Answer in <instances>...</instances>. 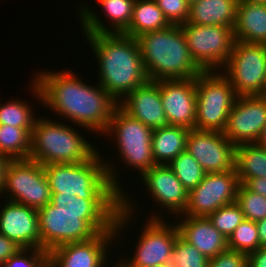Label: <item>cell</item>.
<instances>
[{
  "mask_svg": "<svg viewBox=\"0 0 266 267\" xmlns=\"http://www.w3.org/2000/svg\"><path fill=\"white\" fill-rule=\"evenodd\" d=\"M33 77L31 94L36 95L41 105L95 134L106 131L119 103L102 86L82 82L69 69L60 72L44 70Z\"/></svg>",
  "mask_w": 266,
  "mask_h": 267,
  "instance_id": "obj_1",
  "label": "cell"
},
{
  "mask_svg": "<svg viewBox=\"0 0 266 267\" xmlns=\"http://www.w3.org/2000/svg\"><path fill=\"white\" fill-rule=\"evenodd\" d=\"M122 199H83L75 195H51L38 210L41 249L83 242L101 232H115L114 223Z\"/></svg>",
  "mask_w": 266,
  "mask_h": 267,
  "instance_id": "obj_2",
  "label": "cell"
},
{
  "mask_svg": "<svg viewBox=\"0 0 266 267\" xmlns=\"http://www.w3.org/2000/svg\"><path fill=\"white\" fill-rule=\"evenodd\" d=\"M99 65V85L120 103L149 79L136 38L124 33H84Z\"/></svg>",
  "mask_w": 266,
  "mask_h": 267,
  "instance_id": "obj_3",
  "label": "cell"
},
{
  "mask_svg": "<svg viewBox=\"0 0 266 267\" xmlns=\"http://www.w3.org/2000/svg\"><path fill=\"white\" fill-rule=\"evenodd\" d=\"M98 150L83 163L44 165L51 195H75L83 199H122L117 169ZM100 155V156H99ZM103 160V161H102ZM106 162V163H105Z\"/></svg>",
  "mask_w": 266,
  "mask_h": 267,
  "instance_id": "obj_4",
  "label": "cell"
},
{
  "mask_svg": "<svg viewBox=\"0 0 266 267\" xmlns=\"http://www.w3.org/2000/svg\"><path fill=\"white\" fill-rule=\"evenodd\" d=\"M136 40L149 80L191 79L203 71L192 59L180 25L143 33Z\"/></svg>",
  "mask_w": 266,
  "mask_h": 267,
  "instance_id": "obj_5",
  "label": "cell"
},
{
  "mask_svg": "<svg viewBox=\"0 0 266 267\" xmlns=\"http://www.w3.org/2000/svg\"><path fill=\"white\" fill-rule=\"evenodd\" d=\"M76 128L48 117H38L31 133L29 159L41 165L83 163L98 150ZM89 141V142H88Z\"/></svg>",
  "mask_w": 266,
  "mask_h": 267,
  "instance_id": "obj_6",
  "label": "cell"
},
{
  "mask_svg": "<svg viewBox=\"0 0 266 267\" xmlns=\"http://www.w3.org/2000/svg\"><path fill=\"white\" fill-rule=\"evenodd\" d=\"M129 198L130 195H122V206L114 223L115 232H101L87 241L61 245L47 252V258L55 267H106L105 264L108 262L106 259L109 258L106 256L109 255L107 253L109 250L106 249H110L112 243L114 245L115 238L117 240L121 229L126 228L125 226L133 220L132 215L136 207Z\"/></svg>",
  "mask_w": 266,
  "mask_h": 267,
  "instance_id": "obj_7",
  "label": "cell"
},
{
  "mask_svg": "<svg viewBox=\"0 0 266 267\" xmlns=\"http://www.w3.org/2000/svg\"><path fill=\"white\" fill-rule=\"evenodd\" d=\"M236 98L234 88L221 70L202 71L196 77L195 129L223 132Z\"/></svg>",
  "mask_w": 266,
  "mask_h": 267,
  "instance_id": "obj_8",
  "label": "cell"
},
{
  "mask_svg": "<svg viewBox=\"0 0 266 267\" xmlns=\"http://www.w3.org/2000/svg\"><path fill=\"white\" fill-rule=\"evenodd\" d=\"M104 134L114 136L112 138L117 142L121 162L126 163L128 168L135 167L134 171L137 169L140 172L138 177L156 165L152 156L153 129L130 116L119 105Z\"/></svg>",
  "mask_w": 266,
  "mask_h": 267,
  "instance_id": "obj_9",
  "label": "cell"
},
{
  "mask_svg": "<svg viewBox=\"0 0 266 267\" xmlns=\"http://www.w3.org/2000/svg\"><path fill=\"white\" fill-rule=\"evenodd\" d=\"M180 27L192 59L203 71H219L224 67L236 42L234 28L192 23Z\"/></svg>",
  "mask_w": 266,
  "mask_h": 267,
  "instance_id": "obj_10",
  "label": "cell"
},
{
  "mask_svg": "<svg viewBox=\"0 0 266 267\" xmlns=\"http://www.w3.org/2000/svg\"><path fill=\"white\" fill-rule=\"evenodd\" d=\"M222 71L237 96L261 95L266 80V44L236 41Z\"/></svg>",
  "mask_w": 266,
  "mask_h": 267,
  "instance_id": "obj_11",
  "label": "cell"
},
{
  "mask_svg": "<svg viewBox=\"0 0 266 267\" xmlns=\"http://www.w3.org/2000/svg\"><path fill=\"white\" fill-rule=\"evenodd\" d=\"M5 192V193H4ZM6 200L39 210L51 202V191L44 167L31 159L11 160L5 172L1 195Z\"/></svg>",
  "mask_w": 266,
  "mask_h": 267,
  "instance_id": "obj_12",
  "label": "cell"
},
{
  "mask_svg": "<svg viewBox=\"0 0 266 267\" xmlns=\"http://www.w3.org/2000/svg\"><path fill=\"white\" fill-rule=\"evenodd\" d=\"M161 216L151 215L139 235L136 250L128 259L115 262L117 267H151L169 263L171 252L180 235L177 224L165 223ZM146 225V226H145ZM125 260V261H124Z\"/></svg>",
  "mask_w": 266,
  "mask_h": 267,
  "instance_id": "obj_13",
  "label": "cell"
},
{
  "mask_svg": "<svg viewBox=\"0 0 266 267\" xmlns=\"http://www.w3.org/2000/svg\"><path fill=\"white\" fill-rule=\"evenodd\" d=\"M239 185L235 169L206 173L203 180L188 192L187 207L182 215L209 217L221 206L236 202Z\"/></svg>",
  "mask_w": 266,
  "mask_h": 267,
  "instance_id": "obj_14",
  "label": "cell"
},
{
  "mask_svg": "<svg viewBox=\"0 0 266 267\" xmlns=\"http://www.w3.org/2000/svg\"><path fill=\"white\" fill-rule=\"evenodd\" d=\"M186 150L206 173H221L235 169V150L221 131L191 129Z\"/></svg>",
  "mask_w": 266,
  "mask_h": 267,
  "instance_id": "obj_15",
  "label": "cell"
},
{
  "mask_svg": "<svg viewBox=\"0 0 266 267\" xmlns=\"http://www.w3.org/2000/svg\"><path fill=\"white\" fill-rule=\"evenodd\" d=\"M265 125L266 97L237 96L223 133L235 146L256 143Z\"/></svg>",
  "mask_w": 266,
  "mask_h": 267,
  "instance_id": "obj_16",
  "label": "cell"
},
{
  "mask_svg": "<svg viewBox=\"0 0 266 267\" xmlns=\"http://www.w3.org/2000/svg\"><path fill=\"white\" fill-rule=\"evenodd\" d=\"M160 92L169 125L195 129L196 78L160 80Z\"/></svg>",
  "mask_w": 266,
  "mask_h": 267,
  "instance_id": "obj_17",
  "label": "cell"
},
{
  "mask_svg": "<svg viewBox=\"0 0 266 267\" xmlns=\"http://www.w3.org/2000/svg\"><path fill=\"white\" fill-rule=\"evenodd\" d=\"M150 197L175 216L182 215L188 203V190L166 164H156L141 177ZM163 206V207H162Z\"/></svg>",
  "mask_w": 266,
  "mask_h": 267,
  "instance_id": "obj_18",
  "label": "cell"
},
{
  "mask_svg": "<svg viewBox=\"0 0 266 267\" xmlns=\"http://www.w3.org/2000/svg\"><path fill=\"white\" fill-rule=\"evenodd\" d=\"M0 209V233L20 248H40L38 210L6 200Z\"/></svg>",
  "mask_w": 266,
  "mask_h": 267,
  "instance_id": "obj_19",
  "label": "cell"
},
{
  "mask_svg": "<svg viewBox=\"0 0 266 267\" xmlns=\"http://www.w3.org/2000/svg\"><path fill=\"white\" fill-rule=\"evenodd\" d=\"M119 106L153 130L169 126L161 100L160 80H148L131 91Z\"/></svg>",
  "mask_w": 266,
  "mask_h": 267,
  "instance_id": "obj_20",
  "label": "cell"
},
{
  "mask_svg": "<svg viewBox=\"0 0 266 267\" xmlns=\"http://www.w3.org/2000/svg\"><path fill=\"white\" fill-rule=\"evenodd\" d=\"M99 2L102 11H104L107 19L110 22L108 28L105 21L92 11V7H87L86 4H80L79 11L80 24L83 28V33H123L128 27L132 19L133 7L135 0H96ZM85 6H84V5ZM100 18V19H99Z\"/></svg>",
  "mask_w": 266,
  "mask_h": 267,
  "instance_id": "obj_21",
  "label": "cell"
},
{
  "mask_svg": "<svg viewBox=\"0 0 266 267\" xmlns=\"http://www.w3.org/2000/svg\"><path fill=\"white\" fill-rule=\"evenodd\" d=\"M182 218L176 222L180 236L211 259L228 249L227 238L212 224L208 217Z\"/></svg>",
  "mask_w": 266,
  "mask_h": 267,
  "instance_id": "obj_22",
  "label": "cell"
},
{
  "mask_svg": "<svg viewBox=\"0 0 266 267\" xmlns=\"http://www.w3.org/2000/svg\"><path fill=\"white\" fill-rule=\"evenodd\" d=\"M234 36L236 41L266 44V5L239 0Z\"/></svg>",
  "mask_w": 266,
  "mask_h": 267,
  "instance_id": "obj_23",
  "label": "cell"
},
{
  "mask_svg": "<svg viewBox=\"0 0 266 267\" xmlns=\"http://www.w3.org/2000/svg\"><path fill=\"white\" fill-rule=\"evenodd\" d=\"M239 0H199L190 6L186 23L234 28Z\"/></svg>",
  "mask_w": 266,
  "mask_h": 267,
  "instance_id": "obj_24",
  "label": "cell"
},
{
  "mask_svg": "<svg viewBox=\"0 0 266 267\" xmlns=\"http://www.w3.org/2000/svg\"><path fill=\"white\" fill-rule=\"evenodd\" d=\"M190 129L182 126L153 130L152 156L156 164H169L180 153L186 150V140Z\"/></svg>",
  "mask_w": 266,
  "mask_h": 267,
  "instance_id": "obj_25",
  "label": "cell"
},
{
  "mask_svg": "<svg viewBox=\"0 0 266 267\" xmlns=\"http://www.w3.org/2000/svg\"><path fill=\"white\" fill-rule=\"evenodd\" d=\"M171 25L155 0H135L129 27L123 32L133 38Z\"/></svg>",
  "mask_w": 266,
  "mask_h": 267,
  "instance_id": "obj_26",
  "label": "cell"
},
{
  "mask_svg": "<svg viewBox=\"0 0 266 267\" xmlns=\"http://www.w3.org/2000/svg\"><path fill=\"white\" fill-rule=\"evenodd\" d=\"M235 170L240 184L250 178H266V149L257 143L236 146Z\"/></svg>",
  "mask_w": 266,
  "mask_h": 267,
  "instance_id": "obj_27",
  "label": "cell"
},
{
  "mask_svg": "<svg viewBox=\"0 0 266 267\" xmlns=\"http://www.w3.org/2000/svg\"><path fill=\"white\" fill-rule=\"evenodd\" d=\"M31 133L29 128L0 124V153L11 160L29 159Z\"/></svg>",
  "mask_w": 266,
  "mask_h": 267,
  "instance_id": "obj_28",
  "label": "cell"
},
{
  "mask_svg": "<svg viewBox=\"0 0 266 267\" xmlns=\"http://www.w3.org/2000/svg\"><path fill=\"white\" fill-rule=\"evenodd\" d=\"M167 165L188 192L195 188L206 174L201 165L187 150H184Z\"/></svg>",
  "mask_w": 266,
  "mask_h": 267,
  "instance_id": "obj_29",
  "label": "cell"
},
{
  "mask_svg": "<svg viewBox=\"0 0 266 267\" xmlns=\"http://www.w3.org/2000/svg\"><path fill=\"white\" fill-rule=\"evenodd\" d=\"M22 100H11L0 104V124L18 128H34L36 114L33 107ZM33 109V110H32ZM35 115V116H34Z\"/></svg>",
  "mask_w": 266,
  "mask_h": 267,
  "instance_id": "obj_30",
  "label": "cell"
},
{
  "mask_svg": "<svg viewBox=\"0 0 266 267\" xmlns=\"http://www.w3.org/2000/svg\"><path fill=\"white\" fill-rule=\"evenodd\" d=\"M256 222L244 219L228 238V249L249 254L260 248Z\"/></svg>",
  "mask_w": 266,
  "mask_h": 267,
  "instance_id": "obj_31",
  "label": "cell"
},
{
  "mask_svg": "<svg viewBox=\"0 0 266 267\" xmlns=\"http://www.w3.org/2000/svg\"><path fill=\"white\" fill-rule=\"evenodd\" d=\"M169 263L175 267H208L209 259L179 235L174 243Z\"/></svg>",
  "mask_w": 266,
  "mask_h": 267,
  "instance_id": "obj_32",
  "label": "cell"
},
{
  "mask_svg": "<svg viewBox=\"0 0 266 267\" xmlns=\"http://www.w3.org/2000/svg\"><path fill=\"white\" fill-rule=\"evenodd\" d=\"M236 203L247 220L258 222L266 217V197L252 192L244 184L238 187Z\"/></svg>",
  "mask_w": 266,
  "mask_h": 267,
  "instance_id": "obj_33",
  "label": "cell"
},
{
  "mask_svg": "<svg viewBox=\"0 0 266 267\" xmlns=\"http://www.w3.org/2000/svg\"><path fill=\"white\" fill-rule=\"evenodd\" d=\"M208 218L227 240L236 227L245 219L244 214L236 202L221 206Z\"/></svg>",
  "mask_w": 266,
  "mask_h": 267,
  "instance_id": "obj_34",
  "label": "cell"
},
{
  "mask_svg": "<svg viewBox=\"0 0 266 267\" xmlns=\"http://www.w3.org/2000/svg\"><path fill=\"white\" fill-rule=\"evenodd\" d=\"M46 258L47 252L43 249L20 248L0 267H39Z\"/></svg>",
  "mask_w": 266,
  "mask_h": 267,
  "instance_id": "obj_35",
  "label": "cell"
},
{
  "mask_svg": "<svg viewBox=\"0 0 266 267\" xmlns=\"http://www.w3.org/2000/svg\"><path fill=\"white\" fill-rule=\"evenodd\" d=\"M170 24L181 25L189 17L190 5L187 0H155Z\"/></svg>",
  "mask_w": 266,
  "mask_h": 267,
  "instance_id": "obj_36",
  "label": "cell"
},
{
  "mask_svg": "<svg viewBox=\"0 0 266 267\" xmlns=\"http://www.w3.org/2000/svg\"><path fill=\"white\" fill-rule=\"evenodd\" d=\"M208 267H248V254L227 249L209 259Z\"/></svg>",
  "mask_w": 266,
  "mask_h": 267,
  "instance_id": "obj_37",
  "label": "cell"
},
{
  "mask_svg": "<svg viewBox=\"0 0 266 267\" xmlns=\"http://www.w3.org/2000/svg\"><path fill=\"white\" fill-rule=\"evenodd\" d=\"M20 247L0 233V265L12 257Z\"/></svg>",
  "mask_w": 266,
  "mask_h": 267,
  "instance_id": "obj_38",
  "label": "cell"
},
{
  "mask_svg": "<svg viewBox=\"0 0 266 267\" xmlns=\"http://www.w3.org/2000/svg\"><path fill=\"white\" fill-rule=\"evenodd\" d=\"M248 267H266V247H260L248 254Z\"/></svg>",
  "mask_w": 266,
  "mask_h": 267,
  "instance_id": "obj_39",
  "label": "cell"
},
{
  "mask_svg": "<svg viewBox=\"0 0 266 267\" xmlns=\"http://www.w3.org/2000/svg\"><path fill=\"white\" fill-rule=\"evenodd\" d=\"M244 185L252 192L266 197V178H250Z\"/></svg>",
  "mask_w": 266,
  "mask_h": 267,
  "instance_id": "obj_40",
  "label": "cell"
},
{
  "mask_svg": "<svg viewBox=\"0 0 266 267\" xmlns=\"http://www.w3.org/2000/svg\"><path fill=\"white\" fill-rule=\"evenodd\" d=\"M11 159L0 153V195L5 185V172Z\"/></svg>",
  "mask_w": 266,
  "mask_h": 267,
  "instance_id": "obj_41",
  "label": "cell"
},
{
  "mask_svg": "<svg viewBox=\"0 0 266 267\" xmlns=\"http://www.w3.org/2000/svg\"><path fill=\"white\" fill-rule=\"evenodd\" d=\"M258 229V238L261 247H266V217L258 222H256Z\"/></svg>",
  "mask_w": 266,
  "mask_h": 267,
  "instance_id": "obj_42",
  "label": "cell"
},
{
  "mask_svg": "<svg viewBox=\"0 0 266 267\" xmlns=\"http://www.w3.org/2000/svg\"><path fill=\"white\" fill-rule=\"evenodd\" d=\"M256 143L266 149V125L264 126L262 133Z\"/></svg>",
  "mask_w": 266,
  "mask_h": 267,
  "instance_id": "obj_43",
  "label": "cell"
},
{
  "mask_svg": "<svg viewBox=\"0 0 266 267\" xmlns=\"http://www.w3.org/2000/svg\"><path fill=\"white\" fill-rule=\"evenodd\" d=\"M39 267H55V265L48 258H46Z\"/></svg>",
  "mask_w": 266,
  "mask_h": 267,
  "instance_id": "obj_44",
  "label": "cell"
},
{
  "mask_svg": "<svg viewBox=\"0 0 266 267\" xmlns=\"http://www.w3.org/2000/svg\"><path fill=\"white\" fill-rule=\"evenodd\" d=\"M151 267H175L174 265L167 263V264H162V265H157V266H151Z\"/></svg>",
  "mask_w": 266,
  "mask_h": 267,
  "instance_id": "obj_45",
  "label": "cell"
},
{
  "mask_svg": "<svg viewBox=\"0 0 266 267\" xmlns=\"http://www.w3.org/2000/svg\"><path fill=\"white\" fill-rule=\"evenodd\" d=\"M261 96L266 97V80H265V84H264L263 92H262Z\"/></svg>",
  "mask_w": 266,
  "mask_h": 267,
  "instance_id": "obj_46",
  "label": "cell"
},
{
  "mask_svg": "<svg viewBox=\"0 0 266 267\" xmlns=\"http://www.w3.org/2000/svg\"><path fill=\"white\" fill-rule=\"evenodd\" d=\"M251 1L266 5V0H251Z\"/></svg>",
  "mask_w": 266,
  "mask_h": 267,
  "instance_id": "obj_47",
  "label": "cell"
},
{
  "mask_svg": "<svg viewBox=\"0 0 266 267\" xmlns=\"http://www.w3.org/2000/svg\"><path fill=\"white\" fill-rule=\"evenodd\" d=\"M199 0H187V3L191 6L193 3H196Z\"/></svg>",
  "mask_w": 266,
  "mask_h": 267,
  "instance_id": "obj_48",
  "label": "cell"
}]
</instances>
